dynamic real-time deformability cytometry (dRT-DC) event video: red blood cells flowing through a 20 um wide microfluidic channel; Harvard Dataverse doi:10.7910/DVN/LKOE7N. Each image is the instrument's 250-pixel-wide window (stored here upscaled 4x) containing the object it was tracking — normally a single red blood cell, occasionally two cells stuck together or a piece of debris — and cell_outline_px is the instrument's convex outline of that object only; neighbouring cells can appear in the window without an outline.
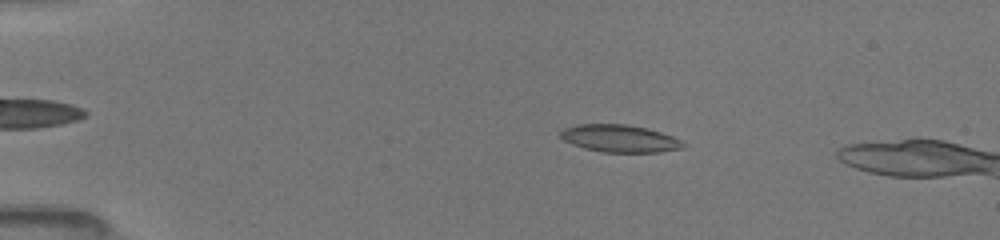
{"species": "common noctule bat (a hibernating species)", "species_latin": "Nyctalus noctula", "temperature_condition": "room temperature", "stored_images_in_passage": 49, "camera_frame_rate_fps": 3000, "um_per_image_px": 0.085, "animal": {"sex": "female", "body_mass_g": 19.5, "forearm_length_mm": 54.1}, "frame": {"image": 1, "passage_image": 10, "time_ms": 3.0, "image_size_px": [1000, 240], "cell_outline_px": [[688, 144], [684, 148], [656, 152], [600, 152], [584, 148], [572, 144], [564, 140], [560, 136], [560, 132], [564, 128], [576, 124], [624, 124], [648, 128], [672, 136]], "centroid_in_image_um": [52.68, 11.77], "position_along_channel_um": 32.3, "area_um2": 19.65}}
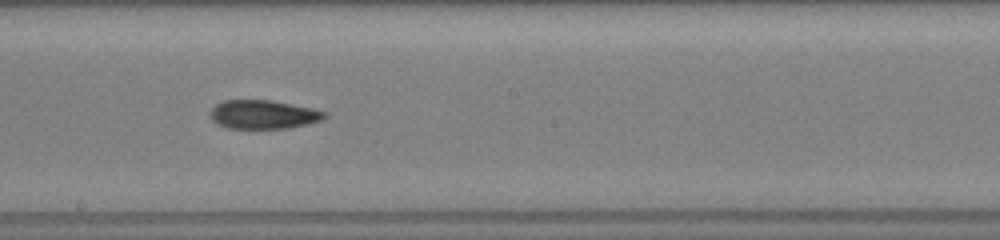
{"frame": {"image": 2, "passage_image": 29, "time_ms": 9.333, "image_size_px": [1000, 240], "cell_outline_px": [[328, 116], [320, 120], [288, 128], [228, 128], [216, 124], [208, 116], [208, 112], [216, 104], [224, 100], [272, 100], [312, 108], [324, 112]], "centroid_in_image_um": [22.3, 9.72], "position_along_channel_um": 225.9, "area_um2": 19.13}}
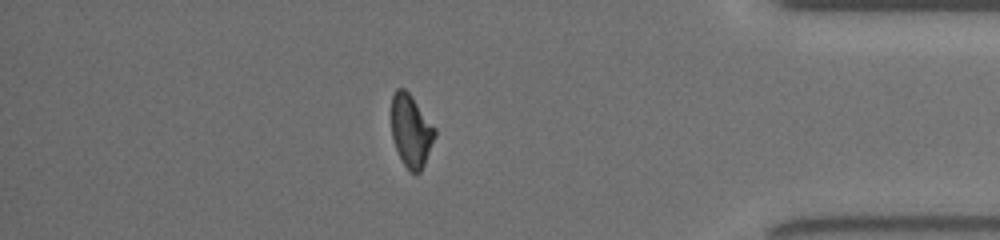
{"frame": {"image": 3, "passage_image": 44, "time_ms": 14.333, "image_size_px": [1000, 240], "cell_outline_px": [[436, 136], [424, 164], [420, 172], [412, 172], [404, 164], [396, 148], [392, 136], [392, 96], [396, 88], [404, 88], [412, 96], [436, 128]], "centroid_in_image_um": [34.95, 11.08], "position_along_channel_um": 400.2, "area_um2": 18.15}}